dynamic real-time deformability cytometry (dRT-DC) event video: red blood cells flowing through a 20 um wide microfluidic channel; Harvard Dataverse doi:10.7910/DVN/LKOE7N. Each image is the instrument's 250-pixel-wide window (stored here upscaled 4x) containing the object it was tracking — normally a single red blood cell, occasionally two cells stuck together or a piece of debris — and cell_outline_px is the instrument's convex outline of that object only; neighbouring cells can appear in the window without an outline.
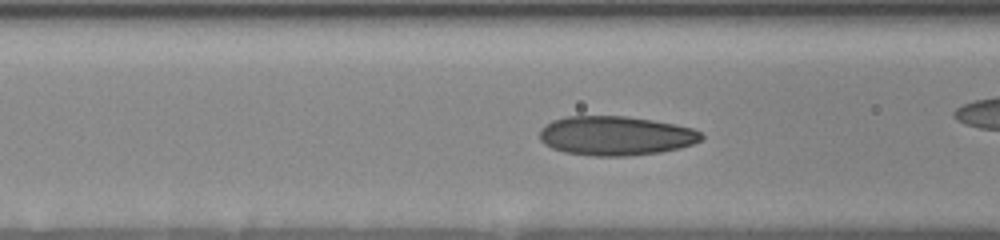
{"species": "human", "species_latin": "Homo sapiens", "temperature_condition": "room temperature", "stored_images_in_passage": 29, "camera_frame_rate_fps": 3000, "um_per_image_px": 0.085, "donor": {"sex": "female"}, "frame": {"image": 1, "passage_image": 21, "time_ms": 6.0, "image_size_px": [1000, 240], "cell_outline_px": [[704, 136], [700, 140], [692, 144], [680, 148], [660, 152], [628, 156], [592, 156], [564, 152], [552, 148], [544, 144], [540, 140], [540, 128], [544, 124], [552, 120], [568, 116], [628, 116], [676, 124], [692, 128], [700, 132]], "centroid_in_image_um": [52.31, 11.54], "position_along_channel_um": 114.3, "area_um2": 37.22}}